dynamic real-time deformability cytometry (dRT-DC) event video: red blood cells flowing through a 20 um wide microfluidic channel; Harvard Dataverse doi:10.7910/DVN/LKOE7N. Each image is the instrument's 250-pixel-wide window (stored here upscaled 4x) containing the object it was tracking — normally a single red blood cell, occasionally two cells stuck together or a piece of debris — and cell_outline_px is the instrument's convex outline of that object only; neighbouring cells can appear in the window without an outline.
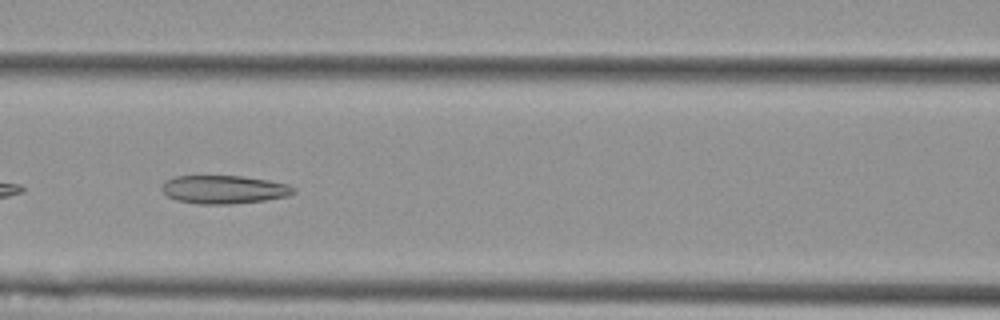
{"species": "Egyptian fruit bat (a non-hibernating species)", "species_latin": "Rousettus aegyptiacus", "temperature_condition": "cold", "stored_images_in_passage": 7, "camera_frame_rate_fps": 3000, "um_per_image_px": 0.085, "animal": {"sex": "female"}, "frame": {"image": 1, "passage_image": 6, "time_ms": 7.0, "image_size_px": [1000, 320], "cell_outline_px": [[296, 192], [288, 196], [264, 200], [228, 204], [200, 204], [176, 200], [168, 196], [160, 188], [164, 180], [176, 176], [244, 176], [268, 180], [288, 184], [296, 188]], "centroid_in_image_um": [19.04, 16.1], "position_along_channel_um": 147.6, "area_um2": 21.79}}
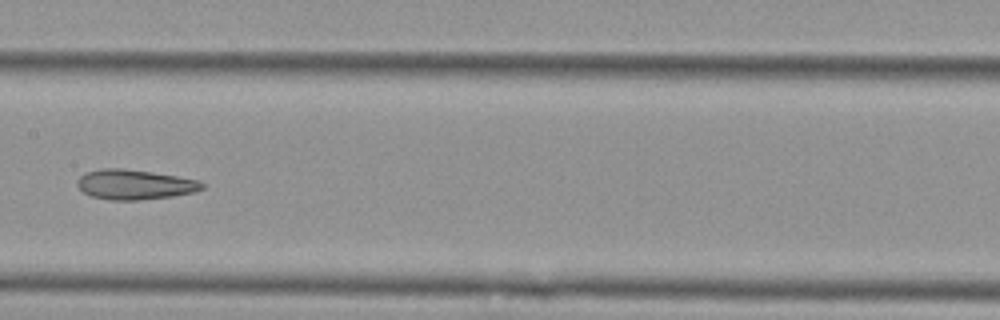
{"frame": {"image": 2, "passage_image": 7, "time_ms": 8.333, "image_size_px": [1000, 320], "cell_outline_px": [[204, 188], [196, 192], [172, 196], [136, 200], [112, 200], [92, 196], [84, 192], [76, 184], [76, 180], [84, 172], [100, 168], [124, 168], [152, 172], [200, 180], [204, 184]], "centroid_in_image_um": [11.44, 15.67], "position_along_channel_um": 196.0, "area_um2": 21.85}}